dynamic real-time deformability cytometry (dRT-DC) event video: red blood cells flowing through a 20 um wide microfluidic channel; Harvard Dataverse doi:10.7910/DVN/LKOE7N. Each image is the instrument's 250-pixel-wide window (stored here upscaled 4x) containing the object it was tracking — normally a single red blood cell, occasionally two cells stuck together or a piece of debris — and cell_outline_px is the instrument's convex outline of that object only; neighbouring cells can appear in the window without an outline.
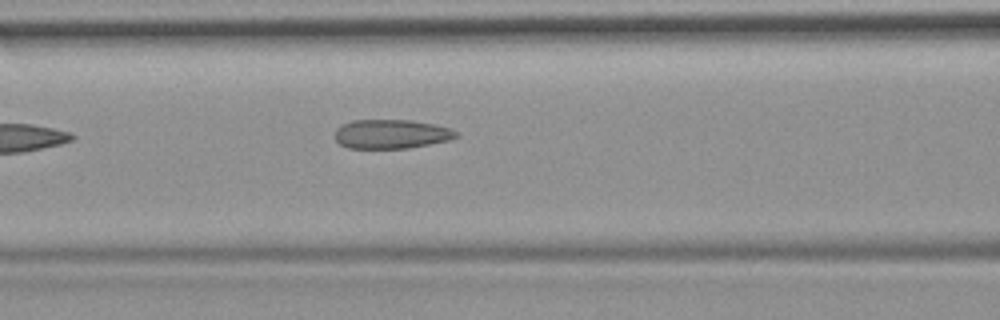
{"species": "common noctule bat (a hibernating species)", "species_latin": "Nyctalus noctula", "temperature_condition": "room temperature", "stored_images_in_passage": 8, "camera_frame_rate_fps": 3000, "um_per_image_px": 0.085, "animal": {"sex": "female", "body_mass_g": 19.9}, "frame": {"image": 1, "passage_image": 8, "time_ms": 8.333, "image_size_px": [1000, 320], "cell_outline_px": [[460, 136], [448, 140], [408, 148], [348, 148], [340, 144], [336, 140], [336, 128], [352, 120], [412, 120], [436, 124], [448, 128], [456, 132]], "centroid_in_image_um": [33.26, 11.39], "position_along_channel_um": 133.3, "area_um2": 20.46}}